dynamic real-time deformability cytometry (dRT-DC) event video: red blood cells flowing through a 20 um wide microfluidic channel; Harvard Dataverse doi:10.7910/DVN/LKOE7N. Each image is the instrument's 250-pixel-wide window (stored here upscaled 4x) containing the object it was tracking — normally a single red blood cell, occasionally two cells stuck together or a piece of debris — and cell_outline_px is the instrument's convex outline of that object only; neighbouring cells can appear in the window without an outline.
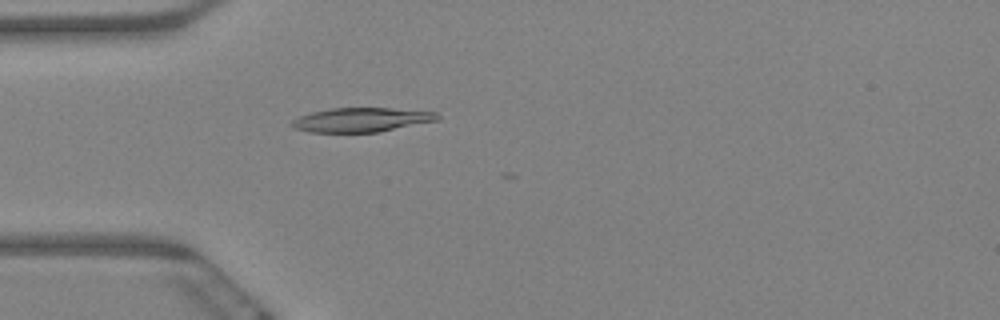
{"species": "Egyptian fruit bat (a non-hibernating species)", "species_latin": "Rousettus aegyptiacus", "temperature_condition": "warm", "stored_images_in_passage": 9, "camera_frame_rate_fps": 3000, "um_per_image_px": 0.085, "animal": {"sex": "female"}, "frame": {"image": 1, "passage_image": 1, "time_ms": 0.0, "image_size_px": [1000, 320], "cell_outline_px": [[440, 120], [380, 132], [308, 132], [292, 128], [288, 124], [292, 120], [300, 116], [312, 112], [332, 108], [392, 108], [436, 112], [440, 116]], "centroid_in_image_um": [30.72, 10.19], "position_along_channel_um": 54.3, "area_um2": 20.75}}
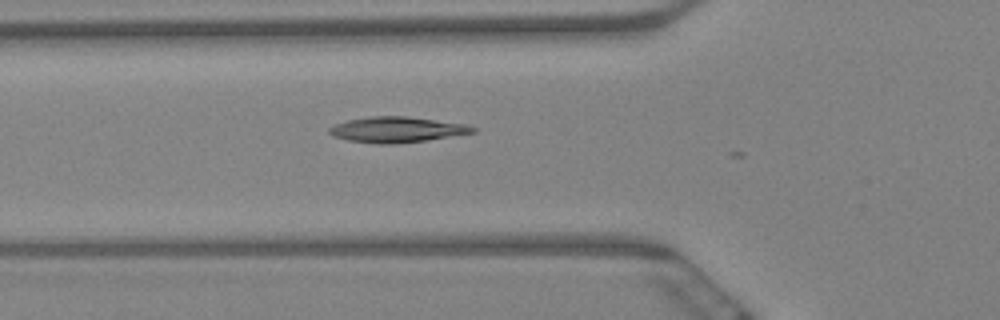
{"frame": {"image": 2, "passage_image": 5, "time_ms": 1.333, "image_size_px": [1000, 320], "cell_outline_px": [[476, 132], [428, 140], [388, 144], [376, 144], [348, 140], [332, 136], [328, 132], [328, 128], [336, 124], [348, 120], [368, 116], [408, 116], [468, 124], [476, 128]], "centroid_in_image_um": [33.74, 11.01], "position_along_channel_um": 92.1, "area_um2": 21.5}}
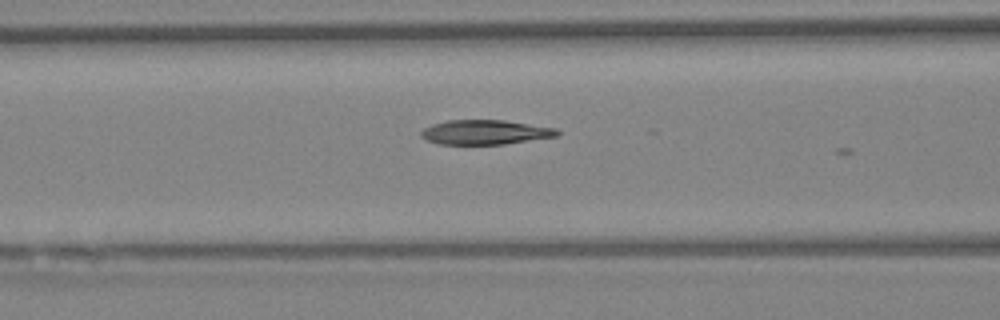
{"frame": {"image": 3, "passage_image": 8, "time_ms": 2.333, "image_size_px": [1000, 320], "cell_outline_px": [[560, 136], [504, 144], [436, 144], [420, 136], [420, 132], [424, 128], [432, 124], [448, 120], [504, 120], [556, 128], [560, 132]], "centroid_in_image_um": [41.25, 11.24], "position_along_channel_um": 125.4, "area_um2": 19.54}}